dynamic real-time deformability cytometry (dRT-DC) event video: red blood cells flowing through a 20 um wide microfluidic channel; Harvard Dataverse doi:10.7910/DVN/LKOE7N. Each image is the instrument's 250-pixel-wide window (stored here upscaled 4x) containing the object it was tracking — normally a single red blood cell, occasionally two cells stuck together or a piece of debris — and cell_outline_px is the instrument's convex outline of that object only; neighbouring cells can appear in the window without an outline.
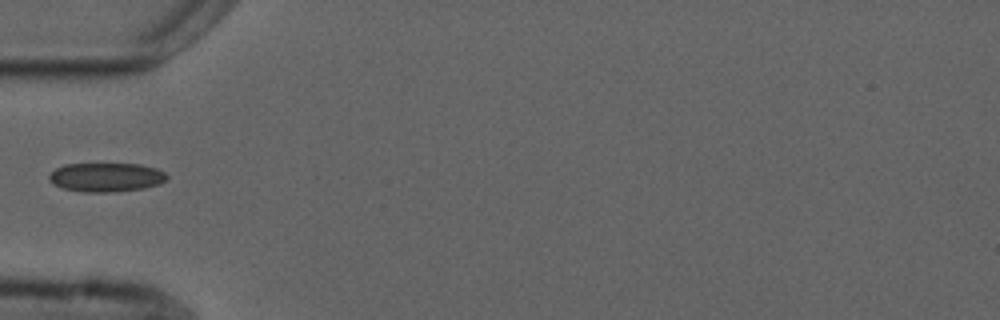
{"species": "common noctule bat (a hibernating species)", "species_latin": "Nyctalus noctula", "temperature_condition": "cold", "stored_images_in_passage": 6, "camera_frame_rate_fps": 3000, "um_per_image_px": 0.085, "animal": {"sex": "male", "forearm_length_mm": 52.5}, "frame": {"image": 1, "passage_image": 5, "time_ms": 5.0, "image_size_px": [1000, 320], "cell_outline_px": [[168, 176], [160, 184], [144, 188], [112, 192], [84, 192], [64, 188], [52, 184], [48, 180], [48, 176], [56, 168], [64, 164], [140, 164], [156, 168], [164, 172]], "centroid_in_image_um": [9.0, 15.06], "position_along_channel_um": 76.0, "area_um2": 19.88}}
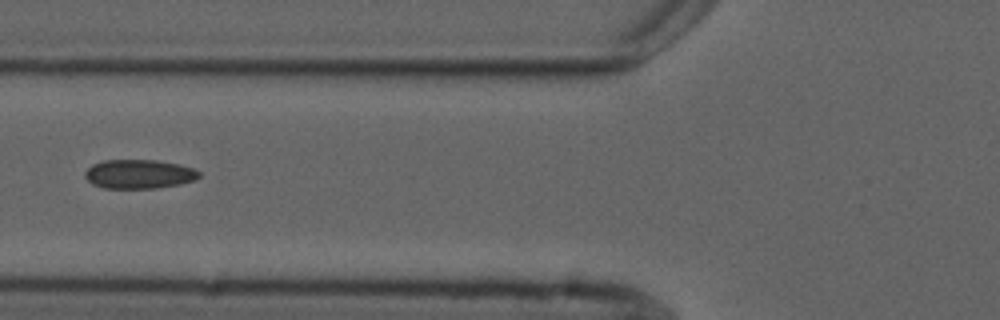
{"frame": {"image": 2, "passage_image": 6, "time_ms": 6.0, "image_size_px": [1000, 320], "cell_outline_px": [[200, 176], [196, 180], [180, 184], [156, 188], [104, 188], [92, 184], [84, 176], [84, 172], [92, 164], [104, 160], [156, 160], [180, 164], [192, 168], [200, 172]], "centroid_in_image_um": [11.82, 14.79], "position_along_channel_um": 114.0, "area_um2": 19.42}}